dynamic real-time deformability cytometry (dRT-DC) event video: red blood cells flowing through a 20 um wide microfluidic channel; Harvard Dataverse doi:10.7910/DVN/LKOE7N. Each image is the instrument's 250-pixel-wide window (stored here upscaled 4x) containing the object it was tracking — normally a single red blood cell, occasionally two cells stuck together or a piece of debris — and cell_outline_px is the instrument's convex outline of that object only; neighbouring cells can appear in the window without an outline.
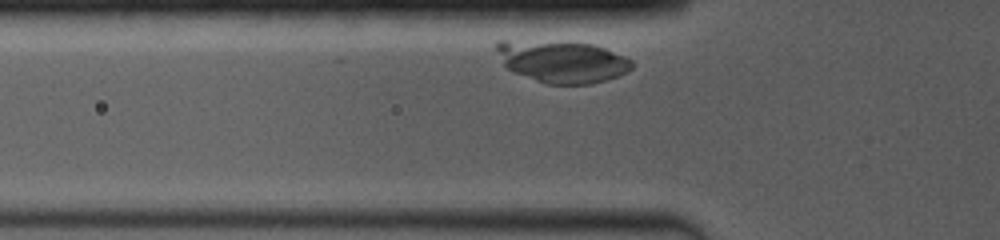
{"species": "common noctule bat (a hibernating species)", "species_latin": "Nyctalus noctula", "temperature_condition": "room temperature", "stored_images_in_passage": 14, "camera_frame_rate_fps": 4000, "um_per_image_px": 0.085, "animal": {"sex": "female", "body_mass_g": 19.0, "forearm_length_mm": 53.3}, "frame": {"image": 1, "passage_image": 3, "time_ms": 0.5, "image_size_px": [1000, 240], "cell_outline_px": [[636, 64], [628, 72], [608, 80], [592, 84], [544, 84], [512, 72], [504, 68], [496, 48], [496, 40], [504, 40], [592, 44], [604, 48], [624, 56], [632, 60]], "centroid_in_image_um": [47.78, 5.26], "position_along_channel_um": 78.0, "area_um2": 33.29}}
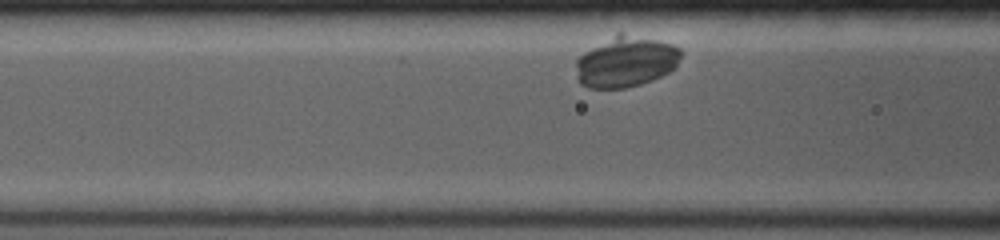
{"frame": {"image": 2, "passage_image": 7, "time_ms": 1.5, "image_size_px": [1000, 240], "cell_outline_px": [[684, 52], [676, 68], [652, 80], [640, 84], [624, 88], [588, 88], [580, 84], [576, 76], [576, 60], [584, 52], [616, 32], [620, 32], [656, 40], [672, 44], [680, 48]], "centroid_in_image_um": [53.2, 5.24], "position_along_channel_um": 113.4, "area_um2": 31.33}}